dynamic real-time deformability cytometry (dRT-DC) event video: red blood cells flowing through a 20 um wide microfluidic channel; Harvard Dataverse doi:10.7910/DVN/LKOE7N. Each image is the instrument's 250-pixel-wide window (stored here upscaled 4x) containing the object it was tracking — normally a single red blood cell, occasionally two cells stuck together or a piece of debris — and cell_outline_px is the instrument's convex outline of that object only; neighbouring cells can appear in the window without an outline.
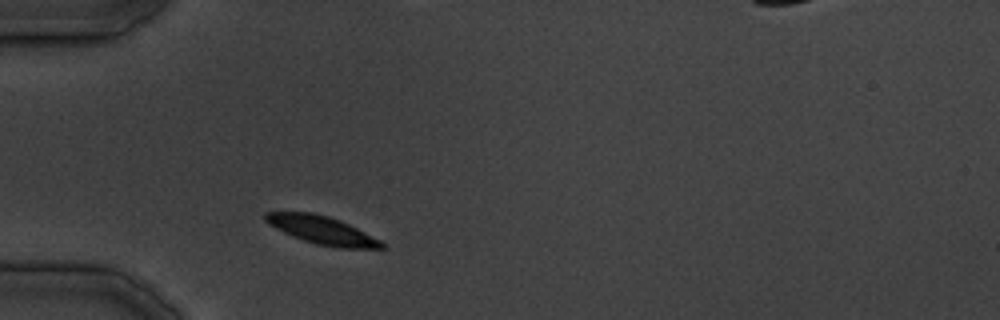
{"species": "common noctule bat (a hibernating species)", "species_latin": "Nyctalus noctula", "temperature_condition": "cold", "stored_images_in_passage": 28, "camera_frame_rate_fps": 3000, "um_per_image_px": 0.085, "animal": {"sex": "male", "body_mass_g": 19.5, "forearm_length_mm": 54.6}, "frame": {"image": 1, "passage_image": 1, "time_ms": 0.0, "image_size_px": [1000, 320], "cell_outline_px": [[388, 248], [340, 248], [316, 244], [292, 236], [268, 224], [264, 220], [264, 212], [312, 212], [328, 216], [340, 220], [388, 244]], "centroid_in_image_um": [27.38, 19.56], "position_along_channel_um": 57.6, "area_um2": 18.96}}
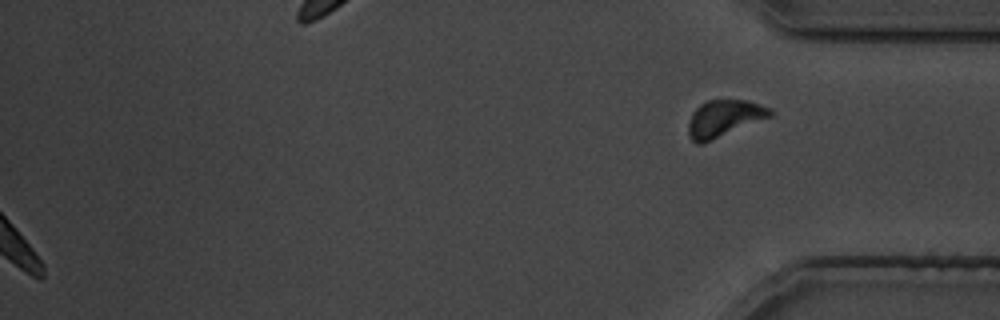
{"frame": {"image": 2, "passage_image": 28, "time_ms": 33.667, "image_size_px": [1000, 320], "cell_outline_px": [[772, 116], [704, 144], [696, 144], [688, 136], [688, 124], [692, 112], [700, 104], [708, 100], [748, 100], [772, 108]], "centroid_in_image_um": [61.54, 10.08], "position_along_channel_um": 373.7, "area_um2": 17.8}}